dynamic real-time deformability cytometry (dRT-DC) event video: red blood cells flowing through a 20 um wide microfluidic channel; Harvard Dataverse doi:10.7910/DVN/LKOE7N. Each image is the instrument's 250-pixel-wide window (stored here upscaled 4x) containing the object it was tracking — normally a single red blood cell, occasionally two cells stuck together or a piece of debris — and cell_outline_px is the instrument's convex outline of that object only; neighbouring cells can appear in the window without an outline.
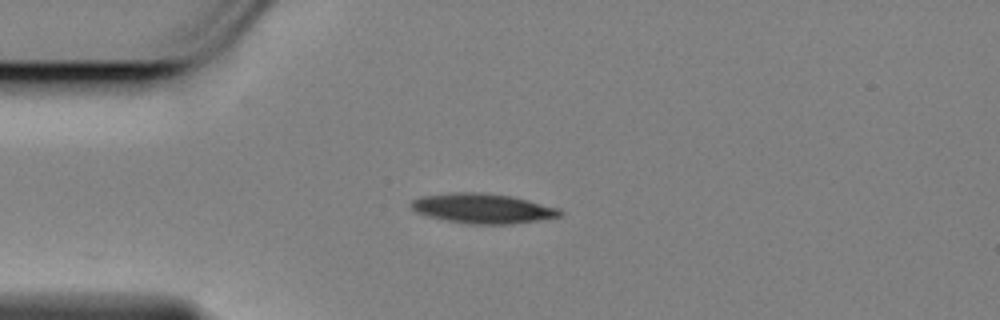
{"species": "Egyptian fruit bat (a non-hibernating species)", "species_latin": "Rousettus aegyptiacus", "temperature_condition": "cold", "stored_images_in_passage": 44, "camera_frame_rate_fps": 3000, "um_per_image_px": 0.085, "animal": {"sex": "female"}, "frame": {"image": 1, "passage_image": 1, "time_ms": 0.0, "image_size_px": [1000, 320], "cell_outline_px": [[564, 212], [560, 216], [512, 224], [468, 224], [444, 220], [428, 216], [416, 212], [408, 204], [412, 200], [420, 196], [452, 192], [484, 192], [512, 196], [560, 208]], "centroid_in_image_um": [41.0, 17.7], "position_along_channel_um": 44.0, "area_um2": 26.07}}
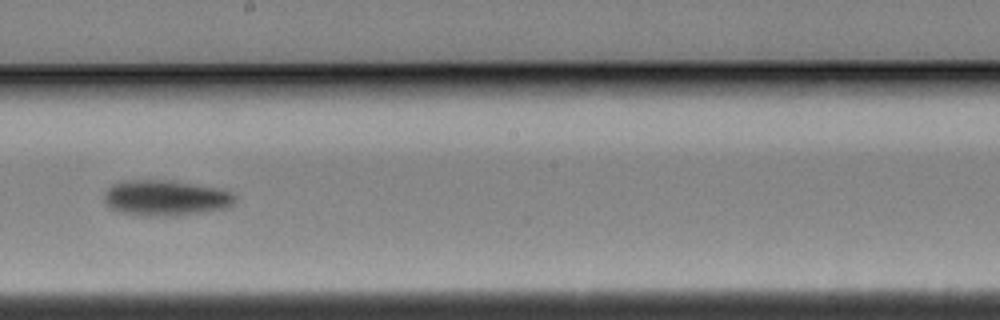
{"frame": {"image": 2, "passage_image": 19, "time_ms": 6.0, "image_size_px": [1000, 320], "cell_outline_px": [[236, 200], [232, 204], [224, 208], [204, 212], [176, 216], [140, 216], [120, 212], [112, 208], [104, 200], [104, 192], [112, 184], [132, 180], [172, 180], [220, 188], [232, 192], [236, 196]], "centroid_in_image_um": [14.1, 16.82], "position_along_channel_um": 234.1, "area_um2": 27.34}}
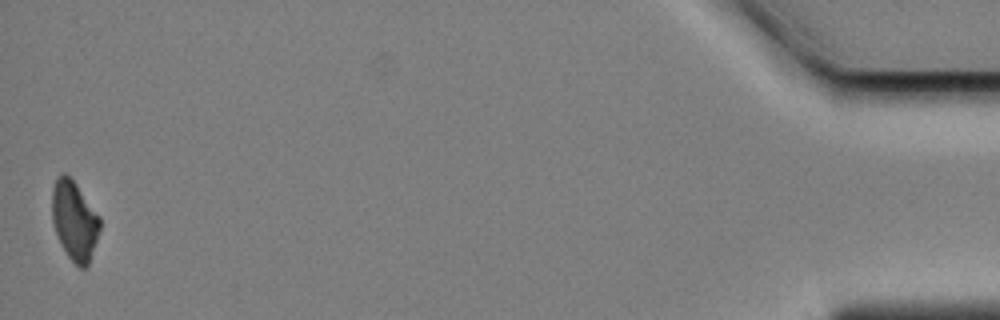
{"frame": {"image": 3, "passage_image": 44, "time_ms": 14.333, "image_size_px": [1000, 320], "cell_outline_px": [[100, 228], [88, 268], [80, 268], [68, 256], [60, 244], [52, 220], [52, 188], [56, 180], [64, 172], [76, 184], [100, 216]], "centroid_in_image_um": [6.33, 18.78], "position_along_channel_um": 428.9, "area_um2": 21.96}, "authors_computed_cell_mechanics": {"area_um2": 25.3453, "velocity_mm_per_s": 3.4558, "shape_relaxation_time_tau1_ms": 3.1445, "shape_relaxation_time_tau2_ms": null, "deformation_change_tau1": 0.1349, "deformation_change_tau2": null}}